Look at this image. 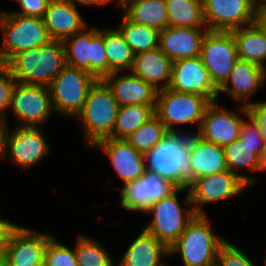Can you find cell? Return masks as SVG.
<instances>
[{
    "label": "cell",
    "instance_id": "cell-9",
    "mask_svg": "<svg viewBox=\"0 0 266 266\" xmlns=\"http://www.w3.org/2000/svg\"><path fill=\"white\" fill-rule=\"evenodd\" d=\"M97 80L86 70L66 64L49 86L53 111L76 118Z\"/></svg>",
    "mask_w": 266,
    "mask_h": 266
},
{
    "label": "cell",
    "instance_id": "cell-17",
    "mask_svg": "<svg viewBox=\"0 0 266 266\" xmlns=\"http://www.w3.org/2000/svg\"><path fill=\"white\" fill-rule=\"evenodd\" d=\"M169 89L206 97L210 102L217 101L218 89L212 83L200 56L173 62Z\"/></svg>",
    "mask_w": 266,
    "mask_h": 266
},
{
    "label": "cell",
    "instance_id": "cell-22",
    "mask_svg": "<svg viewBox=\"0 0 266 266\" xmlns=\"http://www.w3.org/2000/svg\"><path fill=\"white\" fill-rule=\"evenodd\" d=\"M103 80L111 88L119 106L149 105L155 110L159 90L132 72H114Z\"/></svg>",
    "mask_w": 266,
    "mask_h": 266
},
{
    "label": "cell",
    "instance_id": "cell-21",
    "mask_svg": "<svg viewBox=\"0 0 266 266\" xmlns=\"http://www.w3.org/2000/svg\"><path fill=\"white\" fill-rule=\"evenodd\" d=\"M208 28L166 27L160 31L159 49L173 62L200 56Z\"/></svg>",
    "mask_w": 266,
    "mask_h": 266
},
{
    "label": "cell",
    "instance_id": "cell-40",
    "mask_svg": "<svg viewBox=\"0 0 266 266\" xmlns=\"http://www.w3.org/2000/svg\"><path fill=\"white\" fill-rule=\"evenodd\" d=\"M249 113L258 122L262 137L266 142V101L252 102L248 106Z\"/></svg>",
    "mask_w": 266,
    "mask_h": 266
},
{
    "label": "cell",
    "instance_id": "cell-20",
    "mask_svg": "<svg viewBox=\"0 0 266 266\" xmlns=\"http://www.w3.org/2000/svg\"><path fill=\"white\" fill-rule=\"evenodd\" d=\"M51 234L19 226L5 248L8 265H44L45 250Z\"/></svg>",
    "mask_w": 266,
    "mask_h": 266
},
{
    "label": "cell",
    "instance_id": "cell-16",
    "mask_svg": "<svg viewBox=\"0 0 266 266\" xmlns=\"http://www.w3.org/2000/svg\"><path fill=\"white\" fill-rule=\"evenodd\" d=\"M207 28L232 31L255 23L256 10L251 0H202Z\"/></svg>",
    "mask_w": 266,
    "mask_h": 266
},
{
    "label": "cell",
    "instance_id": "cell-13",
    "mask_svg": "<svg viewBox=\"0 0 266 266\" xmlns=\"http://www.w3.org/2000/svg\"><path fill=\"white\" fill-rule=\"evenodd\" d=\"M177 188L171 181L147 169L142 177L126 183L121 189H118L121 195L118 204L125 210L143 214L151 207V204L167 197Z\"/></svg>",
    "mask_w": 266,
    "mask_h": 266
},
{
    "label": "cell",
    "instance_id": "cell-45",
    "mask_svg": "<svg viewBox=\"0 0 266 266\" xmlns=\"http://www.w3.org/2000/svg\"><path fill=\"white\" fill-rule=\"evenodd\" d=\"M255 10L266 8V0H251Z\"/></svg>",
    "mask_w": 266,
    "mask_h": 266
},
{
    "label": "cell",
    "instance_id": "cell-29",
    "mask_svg": "<svg viewBox=\"0 0 266 266\" xmlns=\"http://www.w3.org/2000/svg\"><path fill=\"white\" fill-rule=\"evenodd\" d=\"M238 58L266 69V33L255 22L231 31Z\"/></svg>",
    "mask_w": 266,
    "mask_h": 266
},
{
    "label": "cell",
    "instance_id": "cell-35",
    "mask_svg": "<svg viewBox=\"0 0 266 266\" xmlns=\"http://www.w3.org/2000/svg\"><path fill=\"white\" fill-rule=\"evenodd\" d=\"M75 254L78 266H115L101 243L80 233L75 243Z\"/></svg>",
    "mask_w": 266,
    "mask_h": 266
},
{
    "label": "cell",
    "instance_id": "cell-48",
    "mask_svg": "<svg viewBox=\"0 0 266 266\" xmlns=\"http://www.w3.org/2000/svg\"><path fill=\"white\" fill-rule=\"evenodd\" d=\"M8 266H44V265H8Z\"/></svg>",
    "mask_w": 266,
    "mask_h": 266
},
{
    "label": "cell",
    "instance_id": "cell-46",
    "mask_svg": "<svg viewBox=\"0 0 266 266\" xmlns=\"http://www.w3.org/2000/svg\"><path fill=\"white\" fill-rule=\"evenodd\" d=\"M260 159H261L262 169H263V171L264 170L266 171V142L264 143Z\"/></svg>",
    "mask_w": 266,
    "mask_h": 266
},
{
    "label": "cell",
    "instance_id": "cell-47",
    "mask_svg": "<svg viewBox=\"0 0 266 266\" xmlns=\"http://www.w3.org/2000/svg\"><path fill=\"white\" fill-rule=\"evenodd\" d=\"M0 266H8V260L4 251L0 254Z\"/></svg>",
    "mask_w": 266,
    "mask_h": 266
},
{
    "label": "cell",
    "instance_id": "cell-32",
    "mask_svg": "<svg viewBox=\"0 0 266 266\" xmlns=\"http://www.w3.org/2000/svg\"><path fill=\"white\" fill-rule=\"evenodd\" d=\"M122 15L117 29L135 55L159 47V30L131 22L124 14Z\"/></svg>",
    "mask_w": 266,
    "mask_h": 266
},
{
    "label": "cell",
    "instance_id": "cell-38",
    "mask_svg": "<svg viewBox=\"0 0 266 266\" xmlns=\"http://www.w3.org/2000/svg\"><path fill=\"white\" fill-rule=\"evenodd\" d=\"M10 69L5 64H0V120L7 122L6 109L10 108L12 91L16 85Z\"/></svg>",
    "mask_w": 266,
    "mask_h": 266
},
{
    "label": "cell",
    "instance_id": "cell-30",
    "mask_svg": "<svg viewBox=\"0 0 266 266\" xmlns=\"http://www.w3.org/2000/svg\"><path fill=\"white\" fill-rule=\"evenodd\" d=\"M104 47L107 55V76L114 72L132 70L135 54L117 28L104 29Z\"/></svg>",
    "mask_w": 266,
    "mask_h": 266
},
{
    "label": "cell",
    "instance_id": "cell-34",
    "mask_svg": "<svg viewBox=\"0 0 266 266\" xmlns=\"http://www.w3.org/2000/svg\"><path fill=\"white\" fill-rule=\"evenodd\" d=\"M168 133L164 124L154 114L135 130L126 141L137 151L146 154L155 148Z\"/></svg>",
    "mask_w": 266,
    "mask_h": 266
},
{
    "label": "cell",
    "instance_id": "cell-43",
    "mask_svg": "<svg viewBox=\"0 0 266 266\" xmlns=\"http://www.w3.org/2000/svg\"><path fill=\"white\" fill-rule=\"evenodd\" d=\"M65 1H68L75 6L77 2L83 5L88 4V5H95V6H104L112 1L114 2V0H65Z\"/></svg>",
    "mask_w": 266,
    "mask_h": 266
},
{
    "label": "cell",
    "instance_id": "cell-42",
    "mask_svg": "<svg viewBox=\"0 0 266 266\" xmlns=\"http://www.w3.org/2000/svg\"><path fill=\"white\" fill-rule=\"evenodd\" d=\"M8 122L0 120V158H5V146H6V135L8 132Z\"/></svg>",
    "mask_w": 266,
    "mask_h": 266
},
{
    "label": "cell",
    "instance_id": "cell-37",
    "mask_svg": "<svg viewBox=\"0 0 266 266\" xmlns=\"http://www.w3.org/2000/svg\"><path fill=\"white\" fill-rule=\"evenodd\" d=\"M216 266H257L240 248L225 241L219 248Z\"/></svg>",
    "mask_w": 266,
    "mask_h": 266
},
{
    "label": "cell",
    "instance_id": "cell-11",
    "mask_svg": "<svg viewBox=\"0 0 266 266\" xmlns=\"http://www.w3.org/2000/svg\"><path fill=\"white\" fill-rule=\"evenodd\" d=\"M200 58L212 83L219 89L239 59L231 31L208 30L202 42Z\"/></svg>",
    "mask_w": 266,
    "mask_h": 266
},
{
    "label": "cell",
    "instance_id": "cell-28",
    "mask_svg": "<svg viewBox=\"0 0 266 266\" xmlns=\"http://www.w3.org/2000/svg\"><path fill=\"white\" fill-rule=\"evenodd\" d=\"M117 3L131 22L159 31L168 27L166 0H119Z\"/></svg>",
    "mask_w": 266,
    "mask_h": 266
},
{
    "label": "cell",
    "instance_id": "cell-14",
    "mask_svg": "<svg viewBox=\"0 0 266 266\" xmlns=\"http://www.w3.org/2000/svg\"><path fill=\"white\" fill-rule=\"evenodd\" d=\"M246 187L248 188V185L238 175L227 169L220 173L197 178L188 189L196 214H206L202 208L204 204L238 196Z\"/></svg>",
    "mask_w": 266,
    "mask_h": 266
},
{
    "label": "cell",
    "instance_id": "cell-1",
    "mask_svg": "<svg viewBox=\"0 0 266 266\" xmlns=\"http://www.w3.org/2000/svg\"><path fill=\"white\" fill-rule=\"evenodd\" d=\"M19 83L49 87L66 65L63 41L49 43L14 55L6 64Z\"/></svg>",
    "mask_w": 266,
    "mask_h": 266
},
{
    "label": "cell",
    "instance_id": "cell-12",
    "mask_svg": "<svg viewBox=\"0 0 266 266\" xmlns=\"http://www.w3.org/2000/svg\"><path fill=\"white\" fill-rule=\"evenodd\" d=\"M10 110L20 121L17 126L39 127L53 112L49 87L16 82Z\"/></svg>",
    "mask_w": 266,
    "mask_h": 266
},
{
    "label": "cell",
    "instance_id": "cell-6",
    "mask_svg": "<svg viewBox=\"0 0 266 266\" xmlns=\"http://www.w3.org/2000/svg\"><path fill=\"white\" fill-rule=\"evenodd\" d=\"M0 28L3 44L0 49V64H6L14 55L35 49L52 39L43 19L0 11Z\"/></svg>",
    "mask_w": 266,
    "mask_h": 266
},
{
    "label": "cell",
    "instance_id": "cell-27",
    "mask_svg": "<svg viewBox=\"0 0 266 266\" xmlns=\"http://www.w3.org/2000/svg\"><path fill=\"white\" fill-rule=\"evenodd\" d=\"M172 67L173 61L157 47L136 54L131 72L152 84L156 89L162 90L169 87L172 78Z\"/></svg>",
    "mask_w": 266,
    "mask_h": 266
},
{
    "label": "cell",
    "instance_id": "cell-10",
    "mask_svg": "<svg viewBox=\"0 0 266 266\" xmlns=\"http://www.w3.org/2000/svg\"><path fill=\"white\" fill-rule=\"evenodd\" d=\"M66 64L86 70L98 80L107 76L104 29L86 26L63 41Z\"/></svg>",
    "mask_w": 266,
    "mask_h": 266
},
{
    "label": "cell",
    "instance_id": "cell-31",
    "mask_svg": "<svg viewBox=\"0 0 266 266\" xmlns=\"http://www.w3.org/2000/svg\"><path fill=\"white\" fill-rule=\"evenodd\" d=\"M168 26L207 28L202 0H166Z\"/></svg>",
    "mask_w": 266,
    "mask_h": 266
},
{
    "label": "cell",
    "instance_id": "cell-15",
    "mask_svg": "<svg viewBox=\"0 0 266 266\" xmlns=\"http://www.w3.org/2000/svg\"><path fill=\"white\" fill-rule=\"evenodd\" d=\"M44 133L38 127L16 126L8 129L5 157L22 169H30L50 153Z\"/></svg>",
    "mask_w": 266,
    "mask_h": 266
},
{
    "label": "cell",
    "instance_id": "cell-4",
    "mask_svg": "<svg viewBox=\"0 0 266 266\" xmlns=\"http://www.w3.org/2000/svg\"><path fill=\"white\" fill-rule=\"evenodd\" d=\"M187 191L183 199V207L179 202L178 194ZM185 206V208H184ZM186 206L188 209H186ZM190 206V208H189ZM190 191L188 188H177L167 197L151 204L145 212L153 216L151 222L143 227L157 240L170 248L180 237L188 223L194 218L196 212L192 207Z\"/></svg>",
    "mask_w": 266,
    "mask_h": 266
},
{
    "label": "cell",
    "instance_id": "cell-23",
    "mask_svg": "<svg viewBox=\"0 0 266 266\" xmlns=\"http://www.w3.org/2000/svg\"><path fill=\"white\" fill-rule=\"evenodd\" d=\"M266 80V69L249 61L238 59L226 82L218 89V97L221 92H226L235 101L249 106L250 97L260 89Z\"/></svg>",
    "mask_w": 266,
    "mask_h": 266
},
{
    "label": "cell",
    "instance_id": "cell-18",
    "mask_svg": "<svg viewBox=\"0 0 266 266\" xmlns=\"http://www.w3.org/2000/svg\"><path fill=\"white\" fill-rule=\"evenodd\" d=\"M243 119L237 112L219 106L217 101L211 102L196 135L224 148L239 138Z\"/></svg>",
    "mask_w": 266,
    "mask_h": 266
},
{
    "label": "cell",
    "instance_id": "cell-44",
    "mask_svg": "<svg viewBox=\"0 0 266 266\" xmlns=\"http://www.w3.org/2000/svg\"><path fill=\"white\" fill-rule=\"evenodd\" d=\"M255 22L266 33V8H263V9L256 11Z\"/></svg>",
    "mask_w": 266,
    "mask_h": 266
},
{
    "label": "cell",
    "instance_id": "cell-39",
    "mask_svg": "<svg viewBox=\"0 0 266 266\" xmlns=\"http://www.w3.org/2000/svg\"><path fill=\"white\" fill-rule=\"evenodd\" d=\"M50 0H18L21 8L20 12H11L28 17H37L43 19Z\"/></svg>",
    "mask_w": 266,
    "mask_h": 266
},
{
    "label": "cell",
    "instance_id": "cell-36",
    "mask_svg": "<svg viewBox=\"0 0 266 266\" xmlns=\"http://www.w3.org/2000/svg\"><path fill=\"white\" fill-rule=\"evenodd\" d=\"M44 266H78L75 246L70 249L52 236L45 250Z\"/></svg>",
    "mask_w": 266,
    "mask_h": 266
},
{
    "label": "cell",
    "instance_id": "cell-7",
    "mask_svg": "<svg viewBox=\"0 0 266 266\" xmlns=\"http://www.w3.org/2000/svg\"><path fill=\"white\" fill-rule=\"evenodd\" d=\"M245 118L241 124L239 138L224 147L227 169L238 175L248 186L256 180L247 174L237 173L236 170L246 168L248 171H263L261 166V153L264 146V139L261 134L258 122L249 113L248 107H239ZM247 175V176H246Z\"/></svg>",
    "mask_w": 266,
    "mask_h": 266
},
{
    "label": "cell",
    "instance_id": "cell-25",
    "mask_svg": "<svg viewBox=\"0 0 266 266\" xmlns=\"http://www.w3.org/2000/svg\"><path fill=\"white\" fill-rule=\"evenodd\" d=\"M78 9L65 0H50L43 21L52 40L64 41L88 26Z\"/></svg>",
    "mask_w": 266,
    "mask_h": 266
},
{
    "label": "cell",
    "instance_id": "cell-8",
    "mask_svg": "<svg viewBox=\"0 0 266 266\" xmlns=\"http://www.w3.org/2000/svg\"><path fill=\"white\" fill-rule=\"evenodd\" d=\"M210 103L204 96L166 88L158 91L154 112L168 132L192 134L181 129L179 131L176 127L196 123L199 130L205 109Z\"/></svg>",
    "mask_w": 266,
    "mask_h": 266
},
{
    "label": "cell",
    "instance_id": "cell-3",
    "mask_svg": "<svg viewBox=\"0 0 266 266\" xmlns=\"http://www.w3.org/2000/svg\"><path fill=\"white\" fill-rule=\"evenodd\" d=\"M210 222L207 214H196L169 248V255L181 254L184 266H216L218 250L226 239L212 230Z\"/></svg>",
    "mask_w": 266,
    "mask_h": 266
},
{
    "label": "cell",
    "instance_id": "cell-41",
    "mask_svg": "<svg viewBox=\"0 0 266 266\" xmlns=\"http://www.w3.org/2000/svg\"><path fill=\"white\" fill-rule=\"evenodd\" d=\"M18 225L10 223L9 220L0 218V249L5 250L9 244L12 233L18 228Z\"/></svg>",
    "mask_w": 266,
    "mask_h": 266
},
{
    "label": "cell",
    "instance_id": "cell-2",
    "mask_svg": "<svg viewBox=\"0 0 266 266\" xmlns=\"http://www.w3.org/2000/svg\"><path fill=\"white\" fill-rule=\"evenodd\" d=\"M119 107L107 83L103 79L97 80L89 90L82 110L76 115L87 145L93 147L112 136Z\"/></svg>",
    "mask_w": 266,
    "mask_h": 266
},
{
    "label": "cell",
    "instance_id": "cell-19",
    "mask_svg": "<svg viewBox=\"0 0 266 266\" xmlns=\"http://www.w3.org/2000/svg\"><path fill=\"white\" fill-rule=\"evenodd\" d=\"M101 147L107 154L114 170L121 177L123 186L142 177L147 170L145 154L137 151L125 139L107 138L93 148Z\"/></svg>",
    "mask_w": 266,
    "mask_h": 266
},
{
    "label": "cell",
    "instance_id": "cell-24",
    "mask_svg": "<svg viewBox=\"0 0 266 266\" xmlns=\"http://www.w3.org/2000/svg\"><path fill=\"white\" fill-rule=\"evenodd\" d=\"M190 169L187 172V188L200 177L210 176L227 170L224 148L206 142L195 134H190Z\"/></svg>",
    "mask_w": 266,
    "mask_h": 266
},
{
    "label": "cell",
    "instance_id": "cell-26",
    "mask_svg": "<svg viewBox=\"0 0 266 266\" xmlns=\"http://www.w3.org/2000/svg\"><path fill=\"white\" fill-rule=\"evenodd\" d=\"M141 230L116 266H164L166 264L162 259L163 256H170L169 248L143 227Z\"/></svg>",
    "mask_w": 266,
    "mask_h": 266
},
{
    "label": "cell",
    "instance_id": "cell-5",
    "mask_svg": "<svg viewBox=\"0 0 266 266\" xmlns=\"http://www.w3.org/2000/svg\"><path fill=\"white\" fill-rule=\"evenodd\" d=\"M190 134L169 132L150 152L145 154L148 170L171 181L178 188H187V172L190 169Z\"/></svg>",
    "mask_w": 266,
    "mask_h": 266
},
{
    "label": "cell",
    "instance_id": "cell-33",
    "mask_svg": "<svg viewBox=\"0 0 266 266\" xmlns=\"http://www.w3.org/2000/svg\"><path fill=\"white\" fill-rule=\"evenodd\" d=\"M154 114V109L149 105L132 104L120 106L113 134L110 138L126 140Z\"/></svg>",
    "mask_w": 266,
    "mask_h": 266
}]
</instances>
